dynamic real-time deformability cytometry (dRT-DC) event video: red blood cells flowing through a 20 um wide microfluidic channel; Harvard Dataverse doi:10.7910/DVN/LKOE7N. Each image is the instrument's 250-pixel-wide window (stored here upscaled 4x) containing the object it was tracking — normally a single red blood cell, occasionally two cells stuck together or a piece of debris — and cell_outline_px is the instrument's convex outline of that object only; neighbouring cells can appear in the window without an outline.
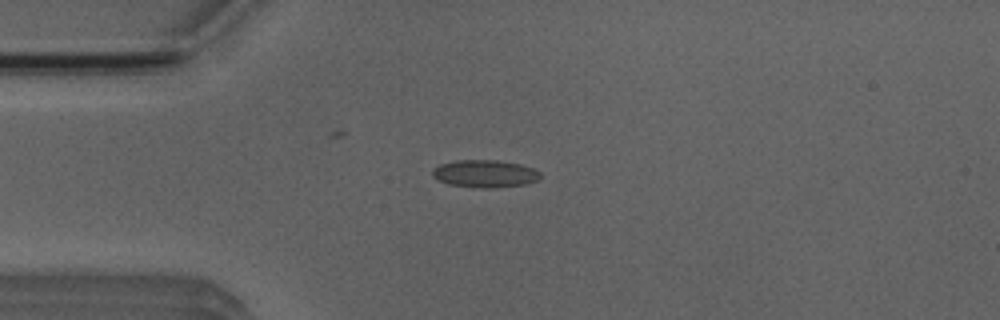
{"species": "Egyptian fruit bat (a non-hibernating species)", "species_latin": "Rousettus aegyptiacus", "temperature_condition": "room temperature", "stored_images_in_passage": 6, "camera_frame_rate_fps": 3000, "um_per_image_px": 0.085, "animal": {"sex": "male"}, "frame": {"image": 1, "passage_image": 3, "time_ms": 3.333, "image_size_px": [1000, 320], "cell_outline_px": [[540, 176], [536, 180], [524, 184], [492, 188], [472, 188], [448, 184], [436, 180], [432, 176], [432, 168], [440, 164], [456, 160], [496, 160], [520, 164], [536, 168], [540, 172]], "centroid_in_image_um": [41.17, 14.76], "position_along_channel_um": 43.8, "area_um2": 17.51}}